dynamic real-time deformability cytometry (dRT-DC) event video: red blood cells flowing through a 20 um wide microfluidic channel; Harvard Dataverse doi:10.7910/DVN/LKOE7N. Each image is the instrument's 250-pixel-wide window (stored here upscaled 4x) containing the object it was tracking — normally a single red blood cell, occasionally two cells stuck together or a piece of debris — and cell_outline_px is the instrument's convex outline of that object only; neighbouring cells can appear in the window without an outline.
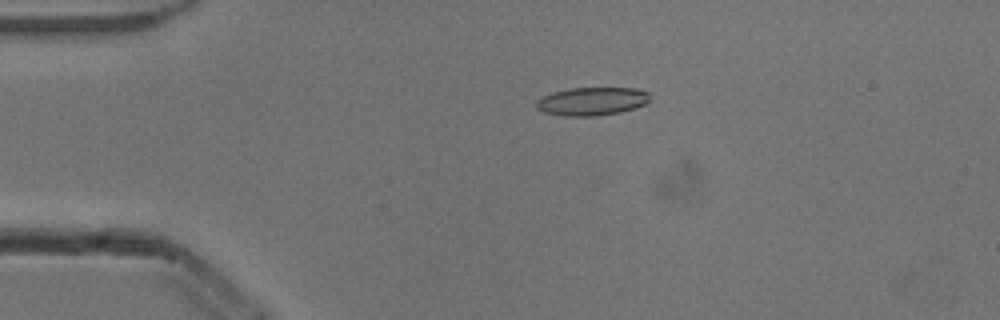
{"species": "common noctule bat (a hibernating species)", "species_latin": "Nyctalus noctula", "temperature_condition": "cold", "stored_images_in_passage": 5, "camera_frame_rate_fps": 3000, "um_per_image_px": 0.085, "animal": {"sex": "male", "body_mass_g": 13.3}, "frame": {"image": 1, "passage_image": 4, "time_ms": 1.0, "image_size_px": [1000, 320], "cell_outline_px": [[648, 100], [644, 104], [636, 108], [620, 112], [596, 116], [564, 116], [544, 112], [536, 108], [536, 100], [540, 96], [552, 92], [568, 88], [636, 88], [648, 92]], "centroid_in_image_um": [50.26, 8.61], "position_along_channel_um": 34.7, "area_um2": 18.79}}